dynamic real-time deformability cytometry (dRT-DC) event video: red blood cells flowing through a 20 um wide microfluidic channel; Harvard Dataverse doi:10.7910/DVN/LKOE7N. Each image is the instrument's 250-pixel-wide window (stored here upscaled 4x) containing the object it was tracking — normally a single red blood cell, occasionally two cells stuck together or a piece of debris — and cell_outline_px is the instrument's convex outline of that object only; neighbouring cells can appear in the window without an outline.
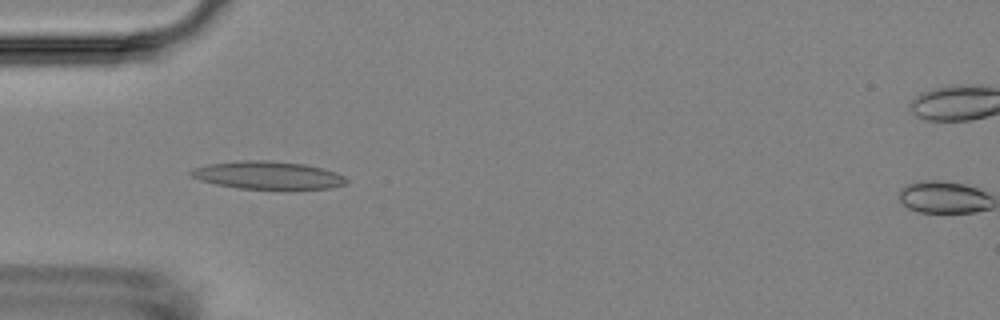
{"species": "Egyptian fruit bat (a non-hibernating species)", "species_latin": "Rousettus aegyptiacus", "temperature_condition": "room temperature", "stored_images_in_passage": 7, "camera_frame_rate_fps": 3000, "um_per_image_px": 0.085, "animal": {"sex": "female"}, "frame": {"image": 1, "passage_image": 4, "time_ms": 4.333, "image_size_px": [1000, 320], "cell_outline_px": [[348, 180], [344, 184], [332, 188], [236, 188], [216, 184], [200, 180], [192, 176], [188, 172], [192, 168], [208, 164], [240, 160], [268, 160], [304, 164], [336, 172], [344, 176]], "centroid_in_image_um": [22.72, 14.88], "position_along_channel_um": 62.3, "area_um2": 24.91}}
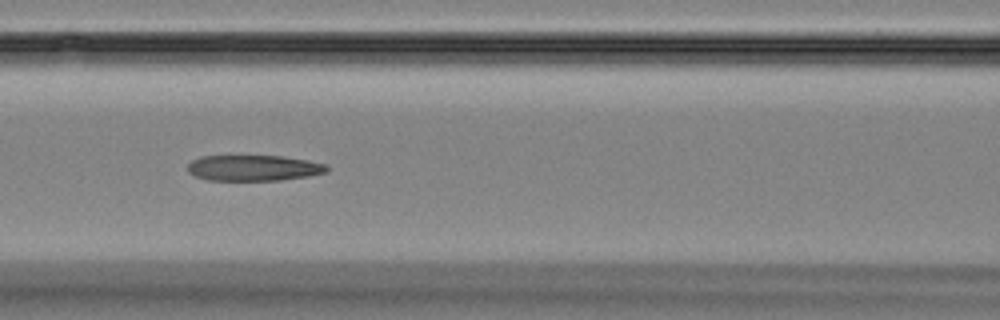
{"frame": {"image": 2, "passage_image": 6, "time_ms": 6.667, "image_size_px": [1000, 320], "cell_outline_px": [[328, 172], [308, 176], [280, 180], [208, 180], [196, 176], [188, 172], [188, 164], [192, 160], [200, 156], [284, 156], [308, 160], [324, 164], [328, 168]], "centroid_in_image_um": [21.55, 14.27], "position_along_channel_um": 145.0, "area_um2": 20.87}}
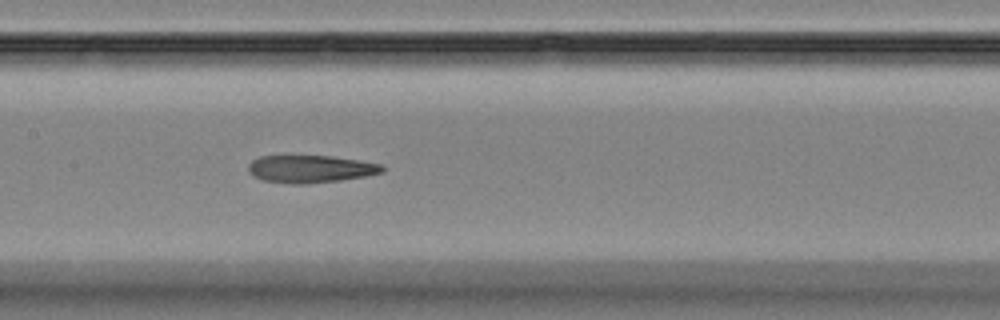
{"frame": {"image": 3, "passage_image": 7, "time_ms": 7.667, "image_size_px": [1000, 320], "cell_outline_px": [[384, 172], [364, 176], [340, 180], [304, 184], [292, 184], [264, 180], [252, 176], [248, 172], [248, 164], [252, 160], [260, 156], [332, 156], [380, 164], [384, 168]], "centroid_in_image_um": [26.34, 14.36], "position_along_channel_um": 181.1, "area_um2": 21.33}}